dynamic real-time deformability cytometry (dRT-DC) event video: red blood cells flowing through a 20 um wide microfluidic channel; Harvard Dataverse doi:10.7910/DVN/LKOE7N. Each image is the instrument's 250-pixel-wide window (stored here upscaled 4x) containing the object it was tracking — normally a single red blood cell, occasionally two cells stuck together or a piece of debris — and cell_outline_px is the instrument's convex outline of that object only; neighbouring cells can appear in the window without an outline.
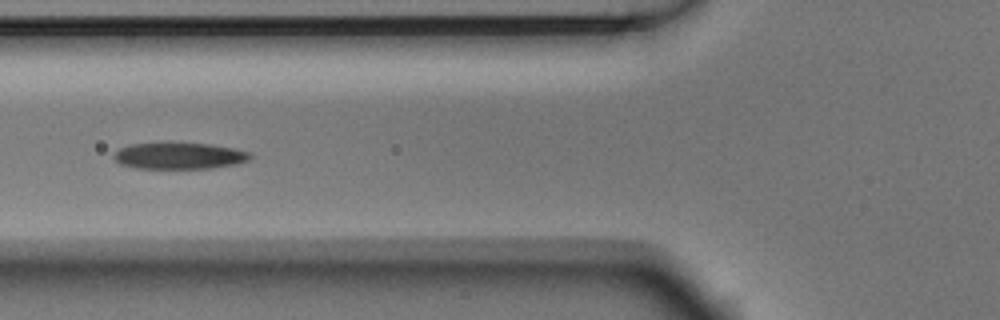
{"species": "Egyptian fruit bat (a non-hibernating species)", "species_latin": "Rousettus aegyptiacus", "temperature_condition": "room temperature", "stored_images_in_passage": 8, "camera_frame_rate_fps": 3000, "um_per_image_px": 0.085, "animal": {"sex": "male"}, "frame": {"image": 1, "passage_image": 5, "time_ms": 1.333, "image_size_px": [1000, 320], "cell_outline_px": [[252, 156], [248, 160], [236, 164], [212, 168], [136, 168], [120, 164], [112, 156], [120, 148], [128, 144], [208, 144], [232, 148], [252, 152]], "centroid_in_image_um": [15.25, 13.26], "position_along_channel_um": 110.5, "area_um2": 20.63}}
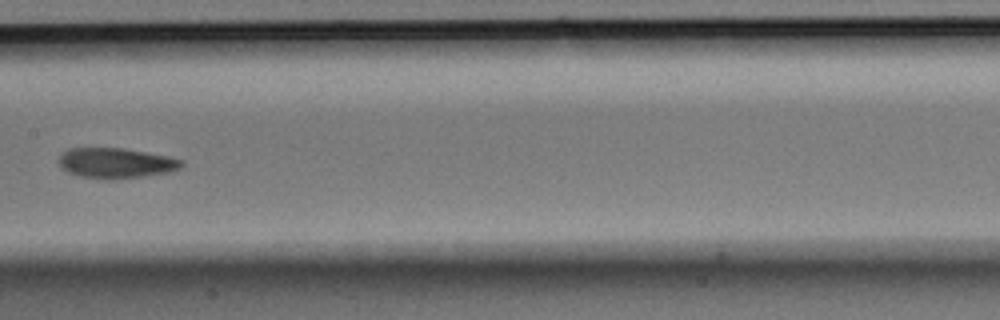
{"frame": {"image": 2, "passage_image": 7, "time_ms": 2.0, "image_size_px": [1000, 320], "cell_outline_px": [[184, 164], [180, 168], [172, 172], [108, 180], [104, 180], [80, 176], [68, 172], [60, 164], [60, 152], [68, 148], [124, 148], [168, 156], [184, 160]], "centroid_in_image_um": [9.87, 13.85], "position_along_channel_um": 197.5, "area_um2": 21.73}}
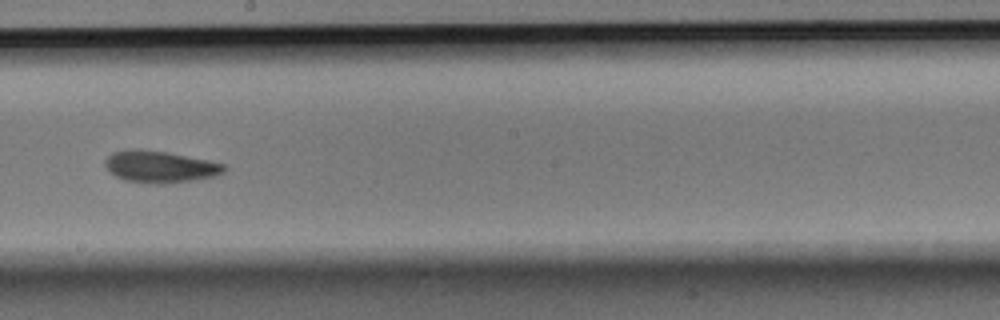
{"frame": {"image": 3, "passage_image": 8, "time_ms": 2.333, "image_size_px": [1000, 320], "cell_outline_px": [[228, 168], [224, 172], [216, 176], [192, 180], [164, 184], [152, 184], [124, 180], [108, 172], [104, 164], [104, 160], [112, 152], [136, 148], [164, 152], [208, 160], [224, 164]], "centroid_in_image_um": [13.57, 14.18], "position_along_channel_um": 234.6, "area_um2": 22.14}}